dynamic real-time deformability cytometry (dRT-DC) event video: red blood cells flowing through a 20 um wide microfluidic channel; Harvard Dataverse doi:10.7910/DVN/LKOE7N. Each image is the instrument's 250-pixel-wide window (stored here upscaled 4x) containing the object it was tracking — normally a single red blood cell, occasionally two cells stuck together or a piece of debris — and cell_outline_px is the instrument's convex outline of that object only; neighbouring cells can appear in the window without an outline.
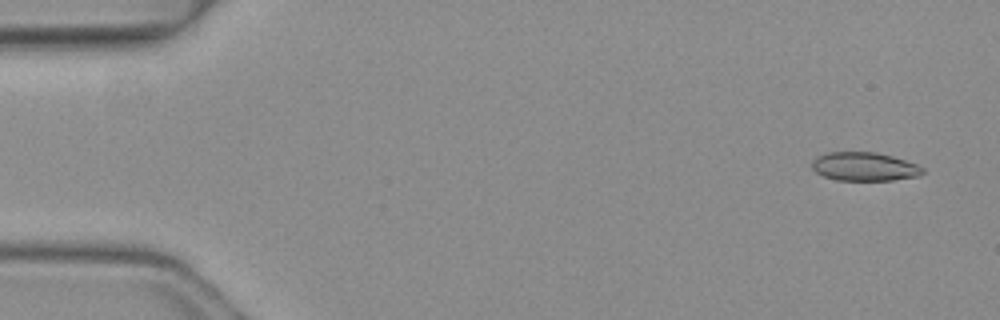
{"species": "common noctule bat (a hibernating species)", "species_latin": "Nyctalus noctula", "temperature_condition": "warm", "stored_images_in_passage": 5, "camera_frame_rate_fps": 3000, "um_per_image_px": 0.085, "animal": {"sex": "female", "body_mass_g": 19.3, "forearm_length_mm": 54.1}, "frame": {"image": 1, "passage_image": 1, "time_ms": 0.0, "image_size_px": [1000, 320], "cell_outline_px": [[924, 172], [920, 176], [892, 180], [836, 180], [824, 176], [816, 172], [812, 168], [812, 160], [816, 156], [824, 152], [876, 152], [892, 156], [916, 164], [924, 168]], "centroid_in_image_um": [73.45, 14.15], "position_along_channel_um": 11.5, "area_um2": 18.55}}
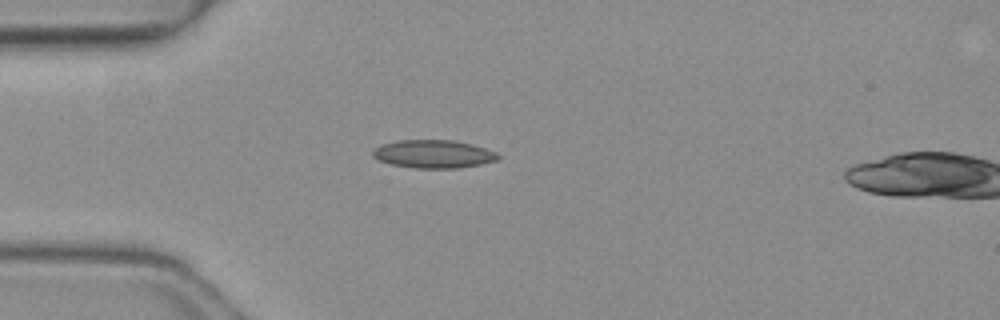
{"frame": {"image": 2, "passage_image": 4, "time_ms": 1.0, "image_size_px": [1000, 320], "cell_outline_px": [[500, 156], [496, 160], [480, 164], [460, 168], [416, 168], [392, 164], [380, 160], [372, 156], [372, 148], [380, 144], [396, 140], [456, 140], [472, 144], [496, 152]], "centroid_in_image_um": [36.81, 13.08], "position_along_channel_um": 48.2, "area_um2": 20.58}}